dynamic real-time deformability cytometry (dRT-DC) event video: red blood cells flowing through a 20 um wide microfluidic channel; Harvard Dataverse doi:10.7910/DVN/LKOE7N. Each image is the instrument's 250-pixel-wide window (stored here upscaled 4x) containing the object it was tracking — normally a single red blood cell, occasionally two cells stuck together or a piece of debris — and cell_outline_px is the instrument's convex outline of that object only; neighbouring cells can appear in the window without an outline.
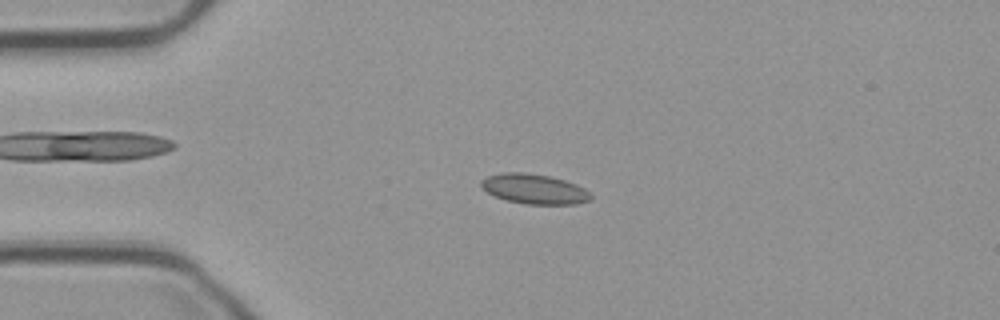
{"species": "common noctule bat (a hibernating species)", "species_latin": "Nyctalus noctula", "temperature_condition": "cold", "stored_images_in_passage": 54, "camera_frame_rate_fps": 3000, "um_per_image_px": 0.085, "animal": {"sex": "male", "body_mass_g": 23.1, "forearm_length_mm": 52.7}, "frame": {"image": 1, "passage_image": 12, "time_ms": 3.667, "image_size_px": [1000, 320], "cell_outline_px": [[592, 200], [576, 204], [524, 204], [508, 200], [496, 196], [488, 192], [480, 184], [480, 180], [488, 176], [504, 172], [524, 172], [548, 176], [564, 180], [576, 184], [592, 192]], "centroid_in_image_um": [45.46, 16.06], "position_along_channel_um": 39.5, "area_um2": 19.07}}
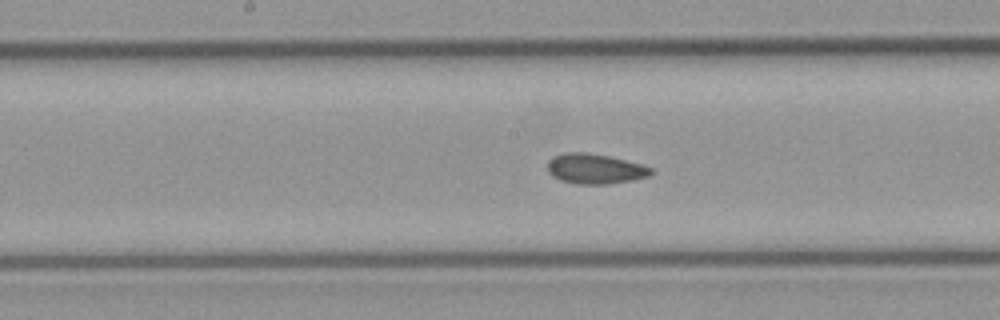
{"frame": {"image": 2, "passage_image": 27, "time_ms": 8.667, "image_size_px": [1000, 320], "cell_outline_px": [[652, 172], [648, 176], [632, 180], [608, 184], [576, 184], [560, 180], [552, 176], [548, 172], [548, 160], [564, 152], [584, 152], [608, 156], [640, 164], [652, 168]], "centroid_in_image_um": [50.54, 14.35], "position_along_channel_um": 197.7, "area_um2": 17.98}}
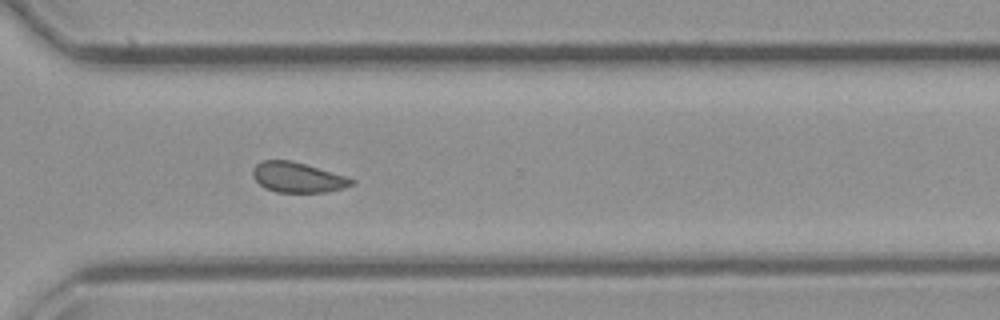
{"frame": {"image": 3, "passage_image": 39, "time_ms": 12.667, "image_size_px": [1000, 320], "cell_outline_px": [[356, 184], [344, 188], [328, 192], [276, 192], [264, 188], [252, 176], [252, 172], [256, 164], [264, 160], [292, 160], [348, 176], [356, 180]], "centroid_in_image_um": [25.36, 15.08], "position_along_channel_um": 345.2, "area_um2": 17.63}, "authors_computed_cell_mechanics": {"area_um2": 18.0914, "velocity_mm_per_s": 3.7137, "shape_relaxation_time_tau1_ms": null, "shape_relaxation_time_tau2_ms": 2.3448, "deformation_change_tau1": null, "deformation_change_tau2": 0.0711}}